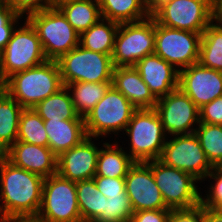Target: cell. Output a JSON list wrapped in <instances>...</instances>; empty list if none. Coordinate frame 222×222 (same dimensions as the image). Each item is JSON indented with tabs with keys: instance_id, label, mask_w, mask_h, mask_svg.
Segmentation results:
<instances>
[{
	"instance_id": "cell-47",
	"label": "cell",
	"mask_w": 222,
	"mask_h": 222,
	"mask_svg": "<svg viewBox=\"0 0 222 222\" xmlns=\"http://www.w3.org/2000/svg\"><path fill=\"white\" fill-rule=\"evenodd\" d=\"M217 210L222 214V205Z\"/></svg>"
},
{
	"instance_id": "cell-23",
	"label": "cell",
	"mask_w": 222,
	"mask_h": 222,
	"mask_svg": "<svg viewBox=\"0 0 222 222\" xmlns=\"http://www.w3.org/2000/svg\"><path fill=\"white\" fill-rule=\"evenodd\" d=\"M55 6L79 35L102 18L97 0H62Z\"/></svg>"
},
{
	"instance_id": "cell-17",
	"label": "cell",
	"mask_w": 222,
	"mask_h": 222,
	"mask_svg": "<svg viewBox=\"0 0 222 222\" xmlns=\"http://www.w3.org/2000/svg\"><path fill=\"white\" fill-rule=\"evenodd\" d=\"M94 139L98 141L87 136L75 147L62 152L57 158V173L74 182L93 179L100 151Z\"/></svg>"
},
{
	"instance_id": "cell-3",
	"label": "cell",
	"mask_w": 222,
	"mask_h": 222,
	"mask_svg": "<svg viewBox=\"0 0 222 222\" xmlns=\"http://www.w3.org/2000/svg\"><path fill=\"white\" fill-rule=\"evenodd\" d=\"M23 20L24 24L15 27L10 40L0 52V77L3 82L15 73L47 61L35 28L26 18Z\"/></svg>"
},
{
	"instance_id": "cell-30",
	"label": "cell",
	"mask_w": 222,
	"mask_h": 222,
	"mask_svg": "<svg viewBox=\"0 0 222 222\" xmlns=\"http://www.w3.org/2000/svg\"><path fill=\"white\" fill-rule=\"evenodd\" d=\"M76 190L82 222H94L104 211L106 196L98 190L94 179L76 182Z\"/></svg>"
},
{
	"instance_id": "cell-21",
	"label": "cell",
	"mask_w": 222,
	"mask_h": 222,
	"mask_svg": "<svg viewBox=\"0 0 222 222\" xmlns=\"http://www.w3.org/2000/svg\"><path fill=\"white\" fill-rule=\"evenodd\" d=\"M48 147L58 157L87 137L84 119L44 120Z\"/></svg>"
},
{
	"instance_id": "cell-45",
	"label": "cell",
	"mask_w": 222,
	"mask_h": 222,
	"mask_svg": "<svg viewBox=\"0 0 222 222\" xmlns=\"http://www.w3.org/2000/svg\"><path fill=\"white\" fill-rule=\"evenodd\" d=\"M170 0H147V5L150 13L152 14L161 4L166 3Z\"/></svg>"
},
{
	"instance_id": "cell-28",
	"label": "cell",
	"mask_w": 222,
	"mask_h": 222,
	"mask_svg": "<svg viewBox=\"0 0 222 222\" xmlns=\"http://www.w3.org/2000/svg\"><path fill=\"white\" fill-rule=\"evenodd\" d=\"M33 109L43 120L84 119L75 111L71 94L66 86L39 102Z\"/></svg>"
},
{
	"instance_id": "cell-25",
	"label": "cell",
	"mask_w": 222,
	"mask_h": 222,
	"mask_svg": "<svg viewBox=\"0 0 222 222\" xmlns=\"http://www.w3.org/2000/svg\"><path fill=\"white\" fill-rule=\"evenodd\" d=\"M23 109L5 90L0 92V155L17 141L19 118Z\"/></svg>"
},
{
	"instance_id": "cell-26",
	"label": "cell",
	"mask_w": 222,
	"mask_h": 222,
	"mask_svg": "<svg viewBox=\"0 0 222 222\" xmlns=\"http://www.w3.org/2000/svg\"><path fill=\"white\" fill-rule=\"evenodd\" d=\"M119 24L101 18L79 36V44L85 49L112 56Z\"/></svg>"
},
{
	"instance_id": "cell-4",
	"label": "cell",
	"mask_w": 222,
	"mask_h": 222,
	"mask_svg": "<svg viewBox=\"0 0 222 222\" xmlns=\"http://www.w3.org/2000/svg\"><path fill=\"white\" fill-rule=\"evenodd\" d=\"M129 137V151L135 162L160 158L167 135L155 109H137L125 129ZM130 143V144H129Z\"/></svg>"
},
{
	"instance_id": "cell-38",
	"label": "cell",
	"mask_w": 222,
	"mask_h": 222,
	"mask_svg": "<svg viewBox=\"0 0 222 222\" xmlns=\"http://www.w3.org/2000/svg\"><path fill=\"white\" fill-rule=\"evenodd\" d=\"M168 222H203V206L189 209H171Z\"/></svg>"
},
{
	"instance_id": "cell-42",
	"label": "cell",
	"mask_w": 222,
	"mask_h": 222,
	"mask_svg": "<svg viewBox=\"0 0 222 222\" xmlns=\"http://www.w3.org/2000/svg\"><path fill=\"white\" fill-rule=\"evenodd\" d=\"M214 20L222 26V0H215Z\"/></svg>"
},
{
	"instance_id": "cell-5",
	"label": "cell",
	"mask_w": 222,
	"mask_h": 222,
	"mask_svg": "<svg viewBox=\"0 0 222 222\" xmlns=\"http://www.w3.org/2000/svg\"><path fill=\"white\" fill-rule=\"evenodd\" d=\"M137 108L118 90L111 86L104 97L84 118L86 135L94 138L124 133Z\"/></svg>"
},
{
	"instance_id": "cell-49",
	"label": "cell",
	"mask_w": 222,
	"mask_h": 222,
	"mask_svg": "<svg viewBox=\"0 0 222 222\" xmlns=\"http://www.w3.org/2000/svg\"><path fill=\"white\" fill-rule=\"evenodd\" d=\"M218 167L222 170V163Z\"/></svg>"
},
{
	"instance_id": "cell-36",
	"label": "cell",
	"mask_w": 222,
	"mask_h": 222,
	"mask_svg": "<svg viewBox=\"0 0 222 222\" xmlns=\"http://www.w3.org/2000/svg\"><path fill=\"white\" fill-rule=\"evenodd\" d=\"M93 179L98 190L106 196V198L114 195H127L125 190V178L94 176Z\"/></svg>"
},
{
	"instance_id": "cell-19",
	"label": "cell",
	"mask_w": 222,
	"mask_h": 222,
	"mask_svg": "<svg viewBox=\"0 0 222 222\" xmlns=\"http://www.w3.org/2000/svg\"><path fill=\"white\" fill-rule=\"evenodd\" d=\"M134 68L157 100L178 89L179 70L156 54L145 56Z\"/></svg>"
},
{
	"instance_id": "cell-41",
	"label": "cell",
	"mask_w": 222,
	"mask_h": 222,
	"mask_svg": "<svg viewBox=\"0 0 222 222\" xmlns=\"http://www.w3.org/2000/svg\"><path fill=\"white\" fill-rule=\"evenodd\" d=\"M203 222H222V214L218 210L203 207Z\"/></svg>"
},
{
	"instance_id": "cell-43",
	"label": "cell",
	"mask_w": 222,
	"mask_h": 222,
	"mask_svg": "<svg viewBox=\"0 0 222 222\" xmlns=\"http://www.w3.org/2000/svg\"><path fill=\"white\" fill-rule=\"evenodd\" d=\"M5 222H43L37 217H11L5 219Z\"/></svg>"
},
{
	"instance_id": "cell-16",
	"label": "cell",
	"mask_w": 222,
	"mask_h": 222,
	"mask_svg": "<svg viewBox=\"0 0 222 222\" xmlns=\"http://www.w3.org/2000/svg\"><path fill=\"white\" fill-rule=\"evenodd\" d=\"M178 88L201 108L222 96V72L192 64L179 70Z\"/></svg>"
},
{
	"instance_id": "cell-7",
	"label": "cell",
	"mask_w": 222,
	"mask_h": 222,
	"mask_svg": "<svg viewBox=\"0 0 222 222\" xmlns=\"http://www.w3.org/2000/svg\"><path fill=\"white\" fill-rule=\"evenodd\" d=\"M64 86L75 82H112V56L85 49L80 44L57 60Z\"/></svg>"
},
{
	"instance_id": "cell-14",
	"label": "cell",
	"mask_w": 222,
	"mask_h": 222,
	"mask_svg": "<svg viewBox=\"0 0 222 222\" xmlns=\"http://www.w3.org/2000/svg\"><path fill=\"white\" fill-rule=\"evenodd\" d=\"M154 109L168 137L192 134L200 123L199 108L179 88L159 98Z\"/></svg>"
},
{
	"instance_id": "cell-48",
	"label": "cell",
	"mask_w": 222,
	"mask_h": 222,
	"mask_svg": "<svg viewBox=\"0 0 222 222\" xmlns=\"http://www.w3.org/2000/svg\"><path fill=\"white\" fill-rule=\"evenodd\" d=\"M0 222H5V219H3V218H0Z\"/></svg>"
},
{
	"instance_id": "cell-1",
	"label": "cell",
	"mask_w": 222,
	"mask_h": 222,
	"mask_svg": "<svg viewBox=\"0 0 222 222\" xmlns=\"http://www.w3.org/2000/svg\"><path fill=\"white\" fill-rule=\"evenodd\" d=\"M44 179L0 155V218L36 217L42 202Z\"/></svg>"
},
{
	"instance_id": "cell-32",
	"label": "cell",
	"mask_w": 222,
	"mask_h": 222,
	"mask_svg": "<svg viewBox=\"0 0 222 222\" xmlns=\"http://www.w3.org/2000/svg\"><path fill=\"white\" fill-rule=\"evenodd\" d=\"M194 133L210 164L218 167L222 163V125L199 123Z\"/></svg>"
},
{
	"instance_id": "cell-27",
	"label": "cell",
	"mask_w": 222,
	"mask_h": 222,
	"mask_svg": "<svg viewBox=\"0 0 222 222\" xmlns=\"http://www.w3.org/2000/svg\"><path fill=\"white\" fill-rule=\"evenodd\" d=\"M111 86L112 82H75L66 85L75 111L83 118L104 97Z\"/></svg>"
},
{
	"instance_id": "cell-46",
	"label": "cell",
	"mask_w": 222,
	"mask_h": 222,
	"mask_svg": "<svg viewBox=\"0 0 222 222\" xmlns=\"http://www.w3.org/2000/svg\"><path fill=\"white\" fill-rule=\"evenodd\" d=\"M4 90V82L2 81L0 77V92Z\"/></svg>"
},
{
	"instance_id": "cell-6",
	"label": "cell",
	"mask_w": 222,
	"mask_h": 222,
	"mask_svg": "<svg viewBox=\"0 0 222 222\" xmlns=\"http://www.w3.org/2000/svg\"><path fill=\"white\" fill-rule=\"evenodd\" d=\"M26 19L35 28L47 60L57 61L79 45V34L56 7L29 14Z\"/></svg>"
},
{
	"instance_id": "cell-11",
	"label": "cell",
	"mask_w": 222,
	"mask_h": 222,
	"mask_svg": "<svg viewBox=\"0 0 222 222\" xmlns=\"http://www.w3.org/2000/svg\"><path fill=\"white\" fill-rule=\"evenodd\" d=\"M150 168L166 206L170 209H189L200 204L199 181L180 169L166 166L161 161H150Z\"/></svg>"
},
{
	"instance_id": "cell-37",
	"label": "cell",
	"mask_w": 222,
	"mask_h": 222,
	"mask_svg": "<svg viewBox=\"0 0 222 222\" xmlns=\"http://www.w3.org/2000/svg\"><path fill=\"white\" fill-rule=\"evenodd\" d=\"M200 123L222 125V96L199 108Z\"/></svg>"
},
{
	"instance_id": "cell-35",
	"label": "cell",
	"mask_w": 222,
	"mask_h": 222,
	"mask_svg": "<svg viewBox=\"0 0 222 222\" xmlns=\"http://www.w3.org/2000/svg\"><path fill=\"white\" fill-rule=\"evenodd\" d=\"M16 14L26 18L29 14L55 6V0H0Z\"/></svg>"
},
{
	"instance_id": "cell-24",
	"label": "cell",
	"mask_w": 222,
	"mask_h": 222,
	"mask_svg": "<svg viewBox=\"0 0 222 222\" xmlns=\"http://www.w3.org/2000/svg\"><path fill=\"white\" fill-rule=\"evenodd\" d=\"M101 16L118 24L136 22L151 15L147 0H97Z\"/></svg>"
},
{
	"instance_id": "cell-40",
	"label": "cell",
	"mask_w": 222,
	"mask_h": 222,
	"mask_svg": "<svg viewBox=\"0 0 222 222\" xmlns=\"http://www.w3.org/2000/svg\"><path fill=\"white\" fill-rule=\"evenodd\" d=\"M23 18L0 1V31H13Z\"/></svg>"
},
{
	"instance_id": "cell-9",
	"label": "cell",
	"mask_w": 222,
	"mask_h": 222,
	"mask_svg": "<svg viewBox=\"0 0 222 222\" xmlns=\"http://www.w3.org/2000/svg\"><path fill=\"white\" fill-rule=\"evenodd\" d=\"M36 217L43 222H82L76 182L63 178L58 173L46 177Z\"/></svg>"
},
{
	"instance_id": "cell-33",
	"label": "cell",
	"mask_w": 222,
	"mask_h": 222,
	"mask_svg": "<svg viewBox=\"0 0 222 222\" xmlns=\"http://www.w3.org/2000/svg\"><path fill=\"white\" fill-rule=\"evenodd\" d=\"M133 208L127 195L109 196L103 213L94 222H130Z\"/></svg>"
},
{
	"instance_id": "cell-20",
	"label": "cell",
	"mask_w": 222,
	"mask_h": 222,
	"mask_svg": "<svg viewBox=\"0 0 222 222\" xmlns=\"http://www.w3.org/2000/svg\"><path fill=\"white\" fill-rule=\"evenodd\" d=\"M112 86L137 109H154L157 99L134 66L114 67Z\"/></svg>"
},
{
	"instance_id": "cell-39",
	"label": "cell",
	"mask_w": 222,
	"mask_h": 222,
	"mask_svg": "<svg viewBox=\"0 0 222 222\" xmlns=\"http://www.w3.org/2000/svg\"><path fill=\"white\" fill-rule=\"evenodd\" d=\"M170 211L171 209L133 212L130 222H168Z\"/></svg>"
},
{
	"instance_id": "cell-10",
	"label": "cell",
	"mask_w": 222,
	"mask_h": 222,
	"mask_svg": "<svg viewBox=\"0 0 222 222\" xmlns=\"http://www.w3.org/2000/svg\"><path fill=\"white\" fill-rule=\"evenodd\" d=\"M215 0H170L151 16L165 27L203 33L214 20Z\"/></svg>"
},
{
	"instance_id": "cell-15",
	"label": "cell",
	"mask_w": 222,
	"mask_h": 222,
	"mask_svg": "<svg viewBox=\"0 0 222 222\" xmlns=\"http://www.w3.org/2000/svg\"><path fill=\"white\" fill-rule=\"evenodd\" d=\"M125 190L133 212L170 209L166 206L150 168V161L135 162L125 177Z\"/></svg>"
},
{
	"instance_id": "cell-13",
	"label": "cell",
	"mask_w": 222,
	"mask_h": 222,
	"mask_svg": "<svg viewBox=\"0 0 222 222\" xmlns=\"http://www.w3.org/2000/svg\"><path fill=\"white\" fill-rule=\"evenodd\" d=\"M158 160L166 166L193 175L200 183L214 168L208 161L195 133L167 137Z\"/></svg>"
},
{
	"instance_id": "cell-34",
	"label": "cell",
	"mask_w": 222,
	"mask_h": 222,
	"mask_svg": "<svg viewBox=\"0 0 222 222\" xmlns=\"http://www.w3.org/2000/svg\"><path fill=\"white\" fill-rule=\"evenodd\" d=\"M207 178L208 182L212 179L215 183L208 185L205 196L201 194L200 204L203 207L217 210L222 205V170L214 167L203 181H207Z\"/></svg>"
},
{
	"instance_id": "cell-29",
	"label": "cell",
	"mask_w": 222,
	"mask_h": 222,
	"mask_svg": "<svg viewBox=\"0 0 222 222\" xmlns=\"http://www.w3.org/2000/svg\"><path fill=\"white\" fill-rule=\"evenodd\" d=\"M199 63L222 72V26L216 20H213L202 33Z\"/></svg>"
},
{
	"instance_id": "cell-44",
	"label": "cell",
	"mask_w": 222,
	"mask_h": 222,
	"mask_svg": "<svg viewBox=\"0 0 222 222\" xmlns=\"http://www.w3.org/2000/svg\"><path fill=\"white\" fill-rule=\"evenodd\" d=\"M13 31H0V52L7 45Z\"/></svg>"
},
{
	"instance_id": "cell-22",
	"label": "cell",
	"mask_w": 222,
	"mask_h": 222,
	"mask_svg": "<svg viewBox=\"0 0 222 222\" xmlns=\"http://www.w3.org/2000/svg\"><path fill=\"white\" fill-rule=\"evenodd\" d=\"M101 147L95 176L125 178L135 161L116 140L112 144L103 141Z\"/></svg>"
},
{
	"instance_id": "cell-2",
	"label": "cell",
	"mask_w": 222,
	"mask_h": 222,
	"mask_svg": "<svg viewBox=\"0 0 222 222\" xmlns=\"http://www.w3.org/2000/svg\"><path fill=\"white\" fill-rule=\"evenodd\" d=\"M63 86L55 60L15 73L4 82V90L24 109L34 108Z\"/></svg>"
},
{
	"instance_id": "cell-12",
	"label": "cell",
	"mask_w": 222,
	"mask_h": 222,
	"mask_svg": "<svg viewBox=\"0 0 222 222\" xmlns=\"http://www.w3.org/2000/svg\"><path fill=\"white\" fill-rule=\"evenodd\" d=\"M202 33L165 27L155 22L154 54L177 70L199 62Z\"/></svg>"
},
{
	"instance_id": "cell-31",
	"label": "cell",
	"mask_w": 222,
	"mask_h": 222,
	"mask_svg": "<svg viewBox=\"0 0 222 222\" xmlns=\"http://www.w3.org/2000/svg\"><path fill=\"white\" fill-rule=\"evenodd\" d=\"M17 141L48 146V135L44 127V120L33 108L23 109L20 114Z\"/></svg>"
},
{
	"instance_id": "cell-8",
	"label": "cell",
	"mask_w": 222,
	"mask_h": 222,
	"mask_svg": "<svg viewBox=\"0 0 222 222\" xmlns=\"http://www.w3.org/2000/svg\"><path fill=\"white\" fill-rule=\"evenodd\" d=\"M155 20L146 19L119 24L114 43V67L134 66L145 56L154 54Z\"/></svg>"
},
{
	"instance_id": "cell-18",
	"label": "cell",
	"mask_w": 222,
	"mask_h": 222,
	"mask_svg": "<svg viewBox=\"0 0 222 222\" xmlns=\"http://www.w3.org/2000/svg\"><path fill=\"white\" fill-rule=\"evenodd\" d=\"M13 165L46 178L57 173V156L48 146L16 141L2 154Z\"/></svg>"
}]
</instances>
